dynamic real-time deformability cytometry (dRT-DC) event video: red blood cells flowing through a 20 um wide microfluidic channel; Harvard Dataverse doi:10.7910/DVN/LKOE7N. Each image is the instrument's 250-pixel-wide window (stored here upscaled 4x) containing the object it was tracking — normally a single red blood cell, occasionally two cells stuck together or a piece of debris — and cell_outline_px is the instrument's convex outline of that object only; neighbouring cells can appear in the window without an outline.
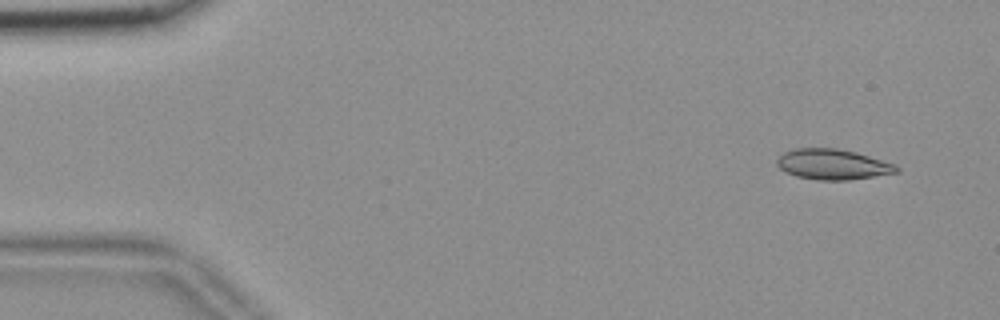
{"species": "common noctule bat (a hibernating species)", "species_latin": "Nyctalus noctula", "temperature_condition": "room temperature", "stored_images_in_passage": 53, "camera_frame_rate_fps": 3000, "um_per_image_px": 0.085, "animal": {"sex": "female", "body_mass_g": 18.4}, "frame": {"image": 1, "passage_image": 2, "time_ms": 0.333, "image_size_px": [1000, 320], "cell_outline_px": [[900, 172], [848, 180], [816, 180], [796, 176], [784, 172], [776, 164], [776, 160], [784, 152], [792, 148], [836, 148], [856, 152], [896, 164], [900, 168]], "centroid_in_image_um": [70.78, 13.97], "position_along_channel_um": 14.2, "area_um2": 21.39}}
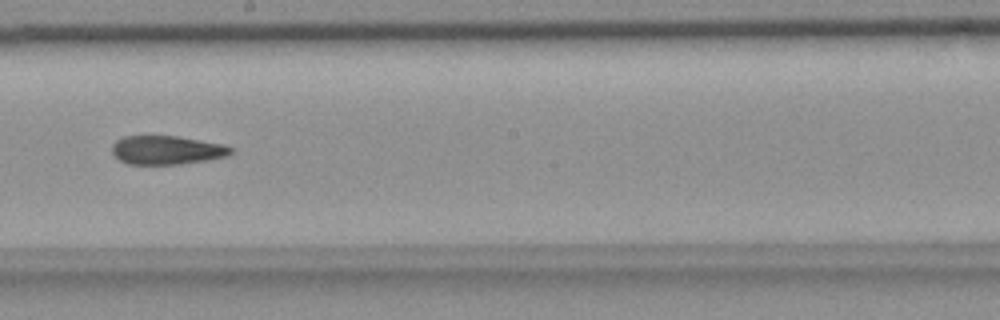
{"frame": {"image": 2, "passage_image": 29, "time_ms": 9.333, "image_size_px": [1000, 320], "cell_outline_px": [[232, 152], [228, 156], [180, 164], [128, 164], [120, 160], [112, 152], [112, 144], [116, 140], [124, 136], [176, 136], [224, 144], [232, 148]], "centroid_in_image_um": [14.16, 12.75], "position_along_channel_um": 234.0, "area_um2": 19.77}}
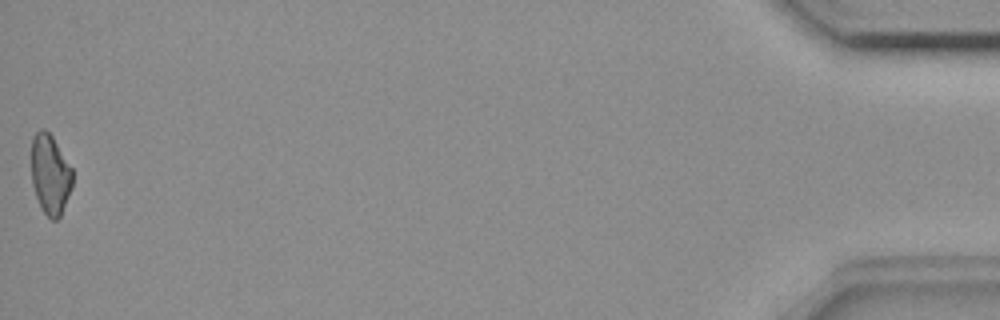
{"frame": {"image": 3, "passage_image": 53, "time_ms": 17.333, "image_size_px": [1000, 320], "cell_outline_px": [[72, 188], [60, 216], [56, 220], [52, 220], [40, 208], [32, 184], [32, 136], [40, 128], [44, 128], [52, 136], [72, 168]], "centroid_in_image_um": [4.26, 14.82], "position_along_channel_um": 430.9, "area_um2": 19.13}, "authors_computed_cell_mechanics": {"area_um2": 20.8658, "velocity_mm_per_s": 3.6857, "shape_relaxation_time_tau1_ms": null, "shape_relaxation_time_tau2_ms": 5.8908, "deformation_change_tau1": null, "deformation_change_tau2": 0.1299}}